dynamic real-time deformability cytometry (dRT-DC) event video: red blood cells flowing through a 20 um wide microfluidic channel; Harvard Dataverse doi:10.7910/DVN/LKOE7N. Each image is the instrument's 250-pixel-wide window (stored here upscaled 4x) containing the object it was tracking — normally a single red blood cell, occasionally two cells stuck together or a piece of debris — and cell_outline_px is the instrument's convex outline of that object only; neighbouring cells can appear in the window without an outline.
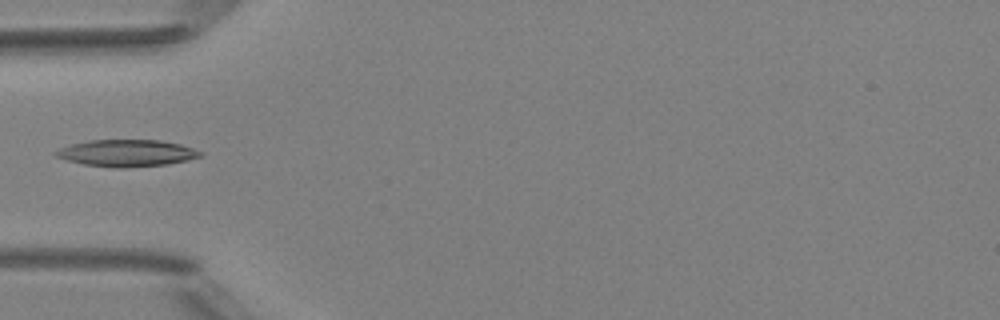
{"species": "Egyptian fruit bat (a non-hibernating species)", "species_latin": "Rousettus aegyptiacus", "temperature_condition": "room temperature", "stored_images_in_passage": 6, "camera_frame_rate_fps": 3000, "um_per_image_px": 0.085, "animal": {"sex": "female"}, "frame": {"image": 1, "passage_image": 4, "time_ms": 4.667, "image_size_px": [1000, 320], "cell_outline_px": [[204, 152], [200, 156], [188, 160], [168, 164], [124, 168], [116, 168], [84, 164], [68, 160], [56, 156], [52, 152], [60, 148], [72, 144], [88, 140], [160, 140], [180, 144]], "centroid_in_image_um": [10.78, 13.01], "position_along_channel_um": 74.2, "area_um2": 22.54}}
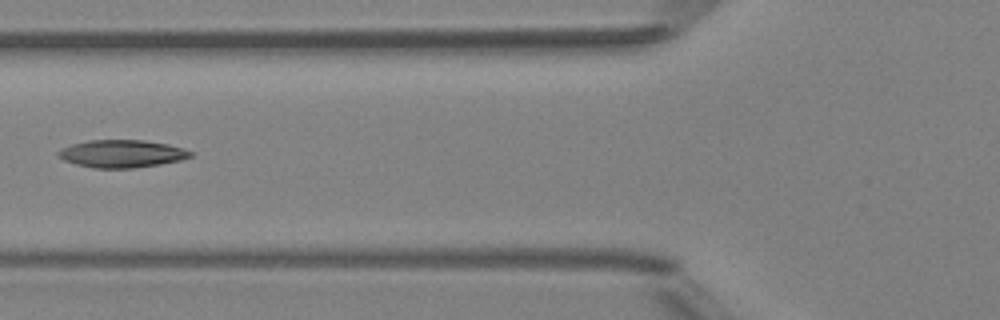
{"frame": {"image": 2, "passage_image": 5, "time_ms": 5.667, "image_size_px": [1000, 320], "cell_outline_px": [[192, 156], [180, 160], [160, 164], [132, 168], [92, 168], [76, 164], [64, 160], [56, 156], [56, 152], [60, 148], [72, 144], [88, 140], [144, 140], [168, 144], [184, 148], [192, 152]], "centroid_in_image_um": [10.32, 13.06], "position_along_channel_um": 115.5, "area_um2": 21.39}}
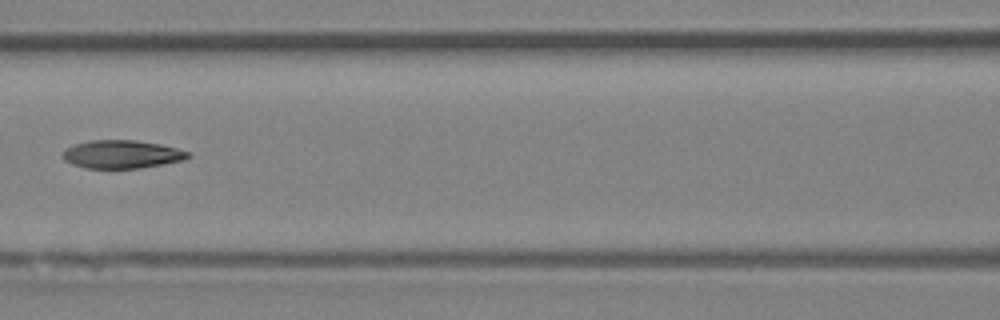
{"frame": {"image": 3, "passage_image": 6, "time_ms": 6.667, "image_size_px": [1000, 320], "cell_outline_px": [[192, 156], [184, 160], [140, 168], [84, 168], [72, 164], [64, 160], [64, 148], [72, 144], [92, 140], [136, 140], [160, 144], [176, 148], [188, 152]], "centroid_in_image_um": [10.34, 13.11], "position_along_channel_um": 156.3, "area_um2": 20.58}}